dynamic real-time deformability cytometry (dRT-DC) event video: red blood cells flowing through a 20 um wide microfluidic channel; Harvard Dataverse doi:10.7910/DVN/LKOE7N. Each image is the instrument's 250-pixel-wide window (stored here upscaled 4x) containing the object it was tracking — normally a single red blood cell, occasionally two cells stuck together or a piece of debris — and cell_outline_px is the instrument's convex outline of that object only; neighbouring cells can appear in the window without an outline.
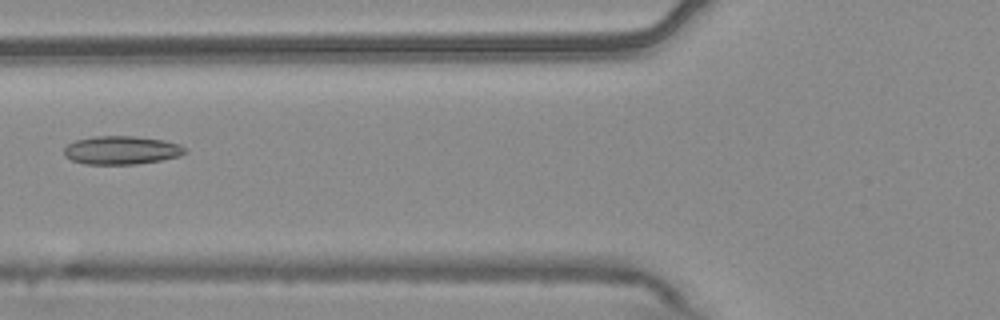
{"species": "common noctule bat (a hibernating species)", "species_latin": "Nyctalus noctula", "temperature_condition": "warm", "stored_images_in_passage": 6, "camera_frame_rate_fps": 3000, "um_per_image_px": 0.085, "animal": {"sex": "male", "body_mass_g": 20.4}, "frame": {"image": 1, "passage_image": 6, "time_ms": 1.667, "image_size_px": [1000, 320], "cell_outline_px": [[188, 152], [180, 156], [160, 160], [136, 164], [84, 164], [72, 160], [64, 156], [64, 148], [68, 144], [76, 140], [92, 136], [136, 136], [164, 140], [180, 144], [188, 148]], "centroid_in_image_um": [10.36, 12.76], "position_along_channel_um": 115.4, "area_um2": 20.23}}